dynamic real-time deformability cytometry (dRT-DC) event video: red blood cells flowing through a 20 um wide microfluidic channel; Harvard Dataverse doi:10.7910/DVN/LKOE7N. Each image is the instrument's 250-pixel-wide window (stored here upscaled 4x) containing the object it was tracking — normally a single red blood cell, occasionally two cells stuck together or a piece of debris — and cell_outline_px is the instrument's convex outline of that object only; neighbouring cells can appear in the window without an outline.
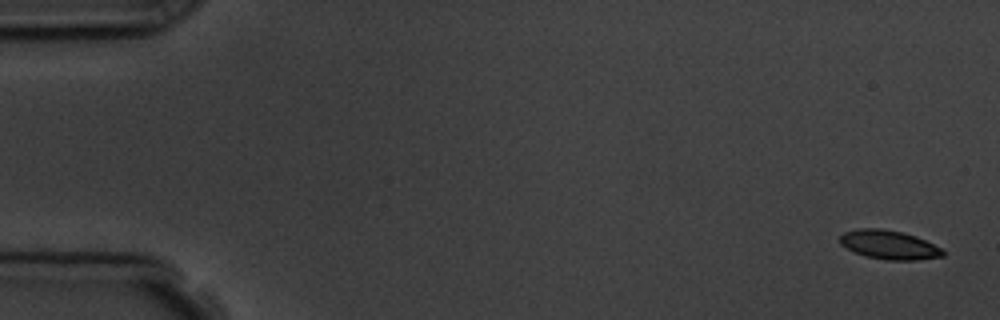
{"species": "common noctule bat (a hibernating species)", "species_latin": "Nyctalus noctula", "temperature_condition": "room temperature", "stored_images_in_passage": 5, "camera_frame_rate_fps": 3000, "um_per_image_px": 0.085, "animal": {"sex": "male", "body_mass_g": 19.5, "forearm_length_mm": 54.6}, "frame": {"image": 1, "passage_image": 1, "time_ms": 0.0, "image_size_px": [1000, 320], "cell_outline_px": [[944, 256], [920, 260], [888, 260], [864, 256], [840, 244], [840, 236], [844, 232], [860, 228], [880, 228], [904, 232], [916, 236], [940, 248], [944, 252]], "centroid_in_image_um": [75.57, 20.8], "position_along_channel_um": 9.4, "area_um2": 17.28}}
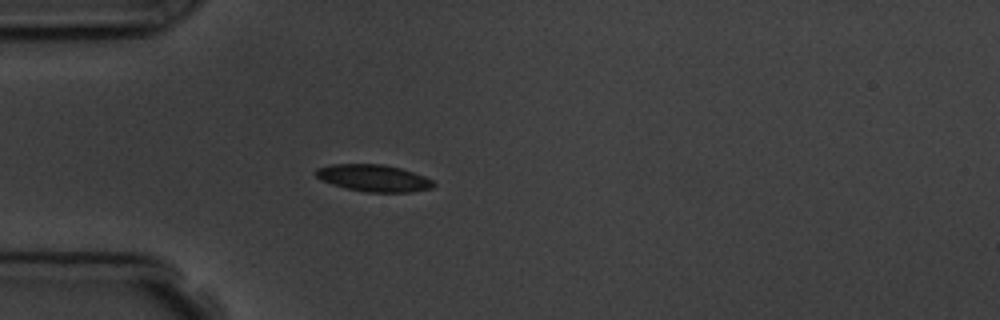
{"frame": {"image": 2, "passage_image": 5, "time_ms": 4.667, "image_size_px": [1000, 320], "cell_outline_px": [[436, 184], [432, 188], [412, 192], [364, 192], [332, 184], [320, 180], [312, 172], [316, 168], [332, 164], [384, 164], [400, 168], [424, 176], [432, 180]], "centroid_in_image_um": [31.73, 15.13], "position_along_channel_um": 53.3, "area_um2": 18.55}}